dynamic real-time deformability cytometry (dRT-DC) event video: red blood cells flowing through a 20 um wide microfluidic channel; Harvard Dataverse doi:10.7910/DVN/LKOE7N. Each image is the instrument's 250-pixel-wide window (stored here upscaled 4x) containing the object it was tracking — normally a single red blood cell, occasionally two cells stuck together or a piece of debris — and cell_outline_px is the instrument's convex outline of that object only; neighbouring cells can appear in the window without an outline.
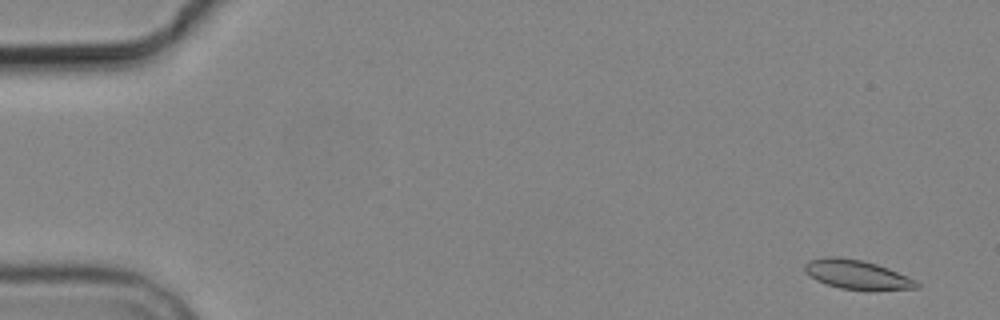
{"species": "common noctule bat (a hibernating species)", "species_latin": "Nyctalus noctula", "temperature_condition": "cold", "stored_images_in_passage": 5, "camera_frame_rate_fps": 3000, "um_per_image_px": 0.085, "animal": {"sex": "male", "body_mass_g": 19.2, "forearm_length_mm": 51.8}, "frame": {"image": 1, "passage_image": 1, "time_ms": 0.0, "image_size_px": [1000, 320], "cell_outline_px": [[920, 288], [868, 292], [840, 288], [816, 280], [804, 272], [804, 264], [808, 260], [824, 256], [836, 256], [864, 260], [888, 268], [916, 280], [920, 284]], "centroid_in_image_um": [72.86, 23.36], "position_along_channel_um": 12.1, "area_um2": 19.65}}
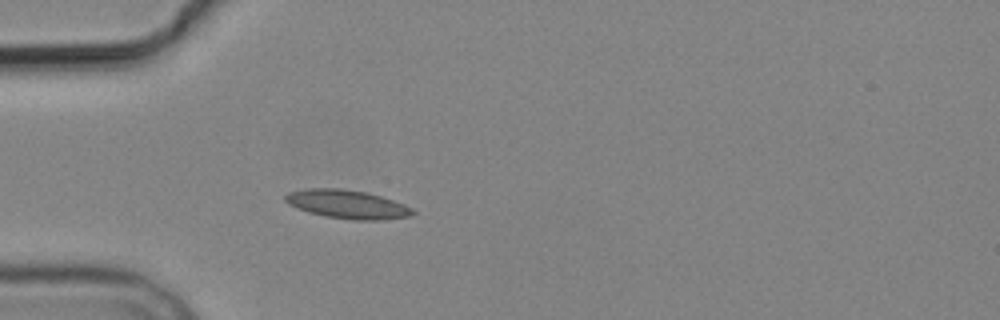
{"frame": {"image": 2, "passage_image": 5, "time_ms": 4.667, "image_size_px": [1000, 320], "cell_outline_px": [[416, 212], [408, 216], [384, 220], [352, 220], [328, 216], [308, 212], [288, 204], [284, 200], [284, 196], [288, 192], [308, 188], [340, 188], [368, 192], [404, 204], [412, 208]], "centroid_in_image_um": [29.51, 17.35], "position_along_channel_um": 55.5, "area_um2": 21.21}}